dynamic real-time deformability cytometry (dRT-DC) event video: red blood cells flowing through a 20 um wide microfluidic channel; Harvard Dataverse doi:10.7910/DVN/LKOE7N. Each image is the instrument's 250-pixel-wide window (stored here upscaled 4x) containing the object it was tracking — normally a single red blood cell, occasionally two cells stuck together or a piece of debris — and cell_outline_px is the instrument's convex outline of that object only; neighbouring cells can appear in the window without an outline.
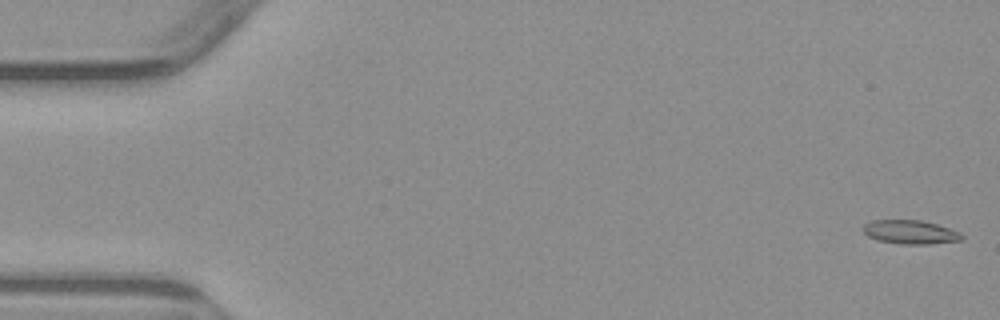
{"species": "common noctule bat (a hibernating species)", "species_latin": "Nyctalus noctula", "temperature_condition": "warm", "stored_images_in_passage": 4, "camera_frame_rate_fps": 3000, "um_per_image_px": 0.085, "animal": {"sex": "male", "body_mass_g": 23.1, "forearm_length_mm": 52.7}, "frame": {"image": 1, "passage_image": 1, "time_ms": 0.0, "image_size_px": [1000, 320], "cell_outline_px": [[964, 236], [960, 240], [928, 244], [900, 244], [876, 240], [868, 236], [860, 228], [864, 224], [872, 220], [920, 220], [936, 224], [960, 232]], "centroid_in_image_um": [77.32, 19.72], "position_along_channel_um": 7.7, "area_um2": 13.7}}
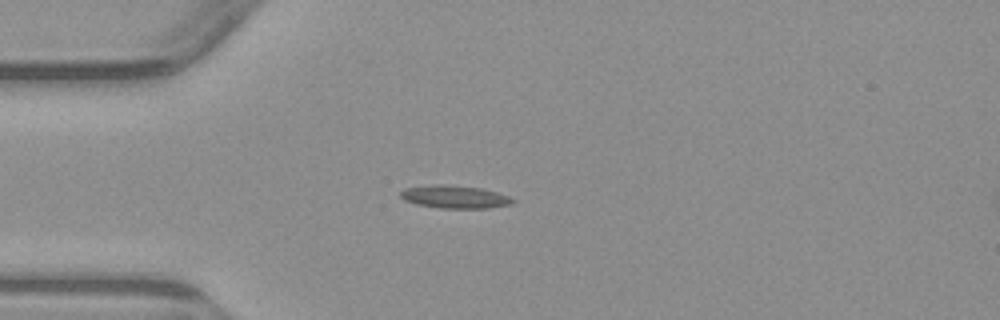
{"frame": {"image": 2, "passage_image": 4, "time_ms": 4.333, "image_size_px": [1000, 320], "cell_outline_px": [[516, 200], [512, 204], [488, 208], [440, 208], [416, 204], [404, 200], [400, 196], [400, 192], [404, 188], [432, 184], [444, 184], [480, 188], [496, 192], [508, 196]], "centroid_in_image_um": [38.63, 16.73], "position_along_channel_um": 46.4, "area_um2": 14.97}}